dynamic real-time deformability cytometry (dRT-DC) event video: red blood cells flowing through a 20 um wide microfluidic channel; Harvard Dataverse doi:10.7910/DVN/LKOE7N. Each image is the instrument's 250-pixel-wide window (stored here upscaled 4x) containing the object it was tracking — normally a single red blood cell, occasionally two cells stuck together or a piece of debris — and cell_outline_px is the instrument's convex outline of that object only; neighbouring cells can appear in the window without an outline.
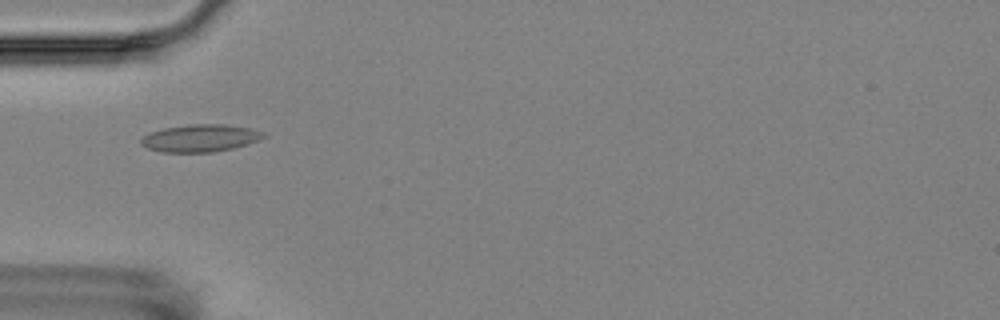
{"species": "Egyptian fruit bat (a non-hibernating species)", "species_latin": "Rousettus aegyptiacus", "temperature_condition": "room temperature", "stored_images_in_passage": 10, "camera_frame_rate_fps": 3000, "um_per_image_px": 0.085, "animal": {"sex": "female"}, "frame": {"image": 1, "passage_image": 6, "time_ms": 6.0, "image_size_px": [1000, 320], "cell_outline_px": [[268, 136], [260, 140], [248, 144], [232, 148], [212, 152], [160, 152], [148, 148], [140, 144], [140, 140], [144, 136], [152, 132], [164, 128], [188, 124], [224, 124], [248, 128], [264, 132]], "centroid_in_image_um": [17.04, 11.74], "position_along_channel_um": 68.0, "area_um2": 19.54}}
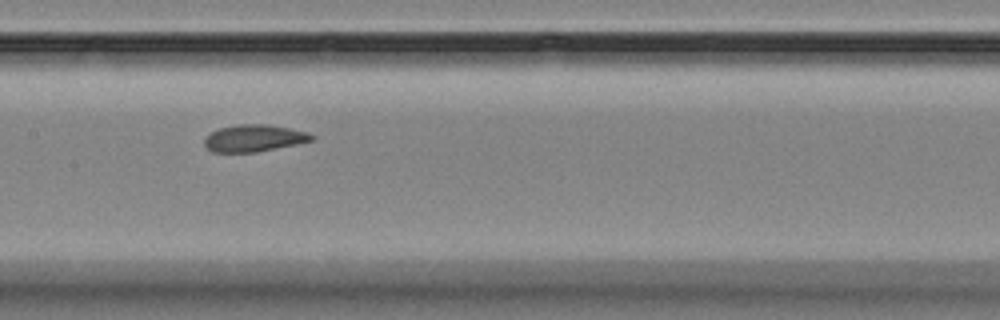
{"frame": {"image": 2, "passage_image": 9, "time_ms": 9.333, "image_size_px": [1000, 320], "cell_outline_px": [[316, 140], [256, 152], [212, 152], [204, 144], [204, 136], [220, 128], [236, 124], [268, 124], [308, 132], [316, 136]], "centroid_in_image_um": [21.61, 11.74], "position_along_channel_um": 185.8, "area_um2": 16.94}}
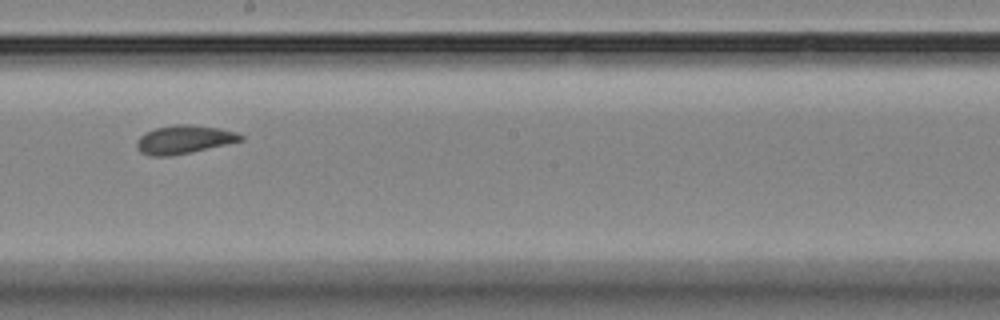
{"frame": {"image": 3, "passage_image": 10, "time_ms": 10.667, "image_size_px": [1000, 320], "cell_outline_px": [[244, 140], [188, 152], [168, 156], [152, 156], [140, 152], [136, 148], [136, 140], [140, 136], [156, 128], [176, 124], [188, 124], [220, 128], [236, 132], [244, 136]], "centroid_in_image_um": [15.63, 11.85], "position_along_channel_um": 232.6, "area_um2": 16.94}}